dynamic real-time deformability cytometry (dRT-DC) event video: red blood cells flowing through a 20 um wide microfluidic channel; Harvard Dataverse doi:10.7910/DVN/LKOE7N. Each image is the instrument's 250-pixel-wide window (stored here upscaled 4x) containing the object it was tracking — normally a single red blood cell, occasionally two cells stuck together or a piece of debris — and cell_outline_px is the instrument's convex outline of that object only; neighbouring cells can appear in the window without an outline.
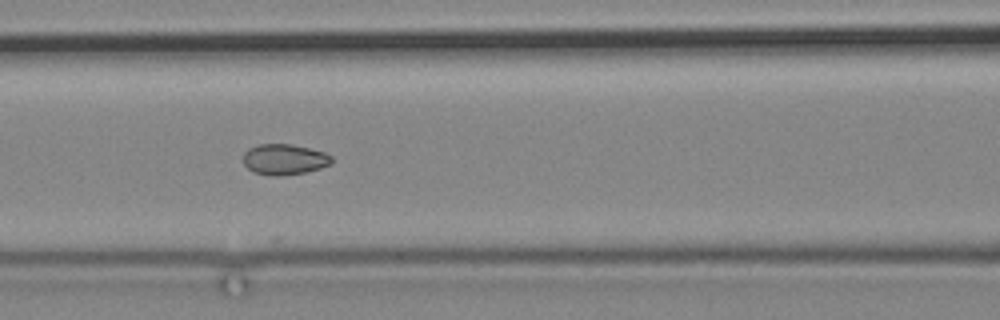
{"species": "common noctule bat (a hibernating species)", "species_latin": "Nyctalus noctula", "temperature_condition": "cold", "stored_images_in_passage": 8, "camera_frame_rate_fps": 3000, "um_per_image_px": 0.085, "animal": {"sex": "male", "body_mass_g": 19.2, "forearm_length_mm": 51.8}, "frame": {"image": 1, "passage_image": 6, "time_ms": 6.667, "image_size_px": [1000, 320], "cell_outline_px": [[332, 164], [320, 168], [304, 172], [280, 176], [272, 176], [252, 172], [244, 164], [244, 152], [248, 148], [260, 144], [292, 144], [324, 152], [332, 156]], "centroid_in_image_um": [24.16, 13.55], "position_along_channel_um": 142.4, "area_um2": 15.84}}
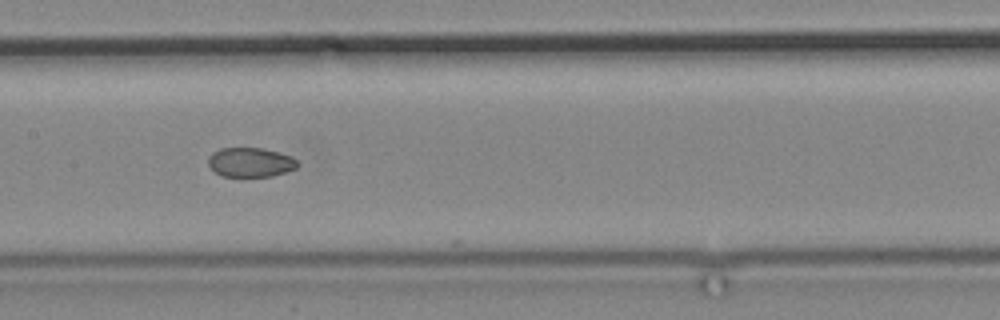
{"frame": {"image": 2, "passage_image": 7, "time_ms": 8.0, "image_size_px": [1000, 320], "cell_outline_px": [[300, 164], [296, 168], [272, 176], [220, 176], [208, 164], [208, 156], [212, 152], [220, 148], [264, 148], [292, 156]], "centroid_in_image_um": [21.29, 13.78], "position_along_channel_um": 186.1, "area_um2": 15.32}}
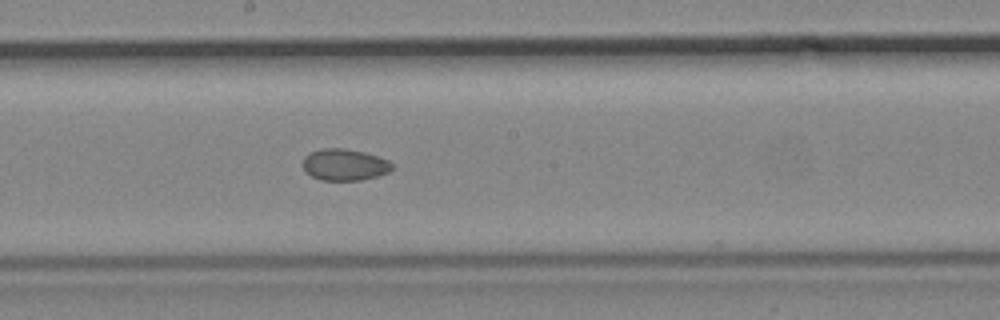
{"frame": {"image": 3, "passage_image": 8, "time_ms": 9.0, "image_size_px": [1000, 320], "cell_outline_px": [[392, 168], [388, 172], [376, 176], [360, 180], [320, 180], [312, 176], [300, 164], [304, 156], [308, 152], [324, 148], [344, 148], [364, 152], [388, 160], [392, 164]], "centroid_in_image_um": [29.23, 13.99], "position_along_channel_um": 219.0, "area_um2": 16.42}}